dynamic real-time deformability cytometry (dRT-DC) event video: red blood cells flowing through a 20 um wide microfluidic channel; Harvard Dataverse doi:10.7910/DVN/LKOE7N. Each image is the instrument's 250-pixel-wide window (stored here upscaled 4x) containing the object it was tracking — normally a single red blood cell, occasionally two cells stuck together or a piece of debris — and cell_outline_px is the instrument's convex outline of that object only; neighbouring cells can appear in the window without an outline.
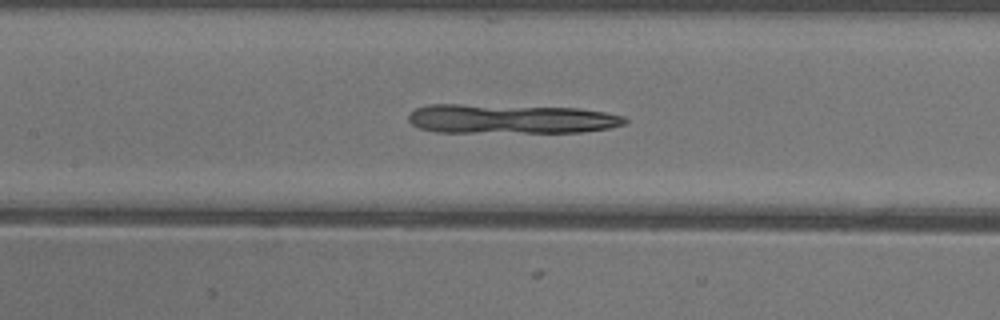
{"species": "common noctule bat (a hibernating species)", "species_latin": "Nyctalus noctula", "temperature_condition": "warm", "stored_images_in_passage": 49, "camera_frame_rate_fps": 3000, "um_per_image_px": 0.085, "animal": {"sex": "female"}, "frame": {"image": 1, "passage_image": 20, "time_ms": 6.333, "image_size_px": [1000, 320], "cell_outline_px": [[628, 120], [624, 124], [612, 128], [584, 132], [436, 132], [420, 128], [412, 124], [408, 120], [408, 116], [416, 108], [428, 104], [460, 104], [576, 108], [604, 112], [624, 116]], "centroid_in_image_um": [43.41, 10.11], "position_along_channel_um": 164.0, "area_um2": 37.05}}
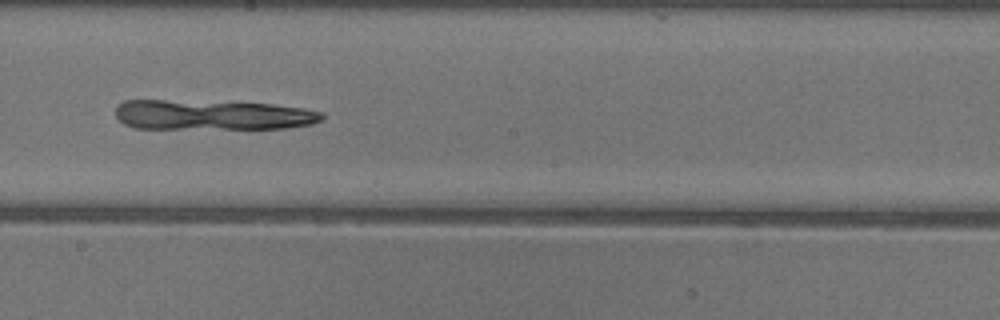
{"frame": {"image": 2, "passage_image": 25, "time_ms": 8.0, "image_size_px": [1000, 320], "cell_outline_px": [[324, 120], [312, 124], [284, 128], [132, 128], [124, 124], [116, 116], [116, 104], [124, 100], [164, 100], [272, 104], [304, 108], [324, 112]], "centroid_in_image_um": [18.05, 9.77], "position_along_channel_um": 230.1, "area_um2": 36.07}}